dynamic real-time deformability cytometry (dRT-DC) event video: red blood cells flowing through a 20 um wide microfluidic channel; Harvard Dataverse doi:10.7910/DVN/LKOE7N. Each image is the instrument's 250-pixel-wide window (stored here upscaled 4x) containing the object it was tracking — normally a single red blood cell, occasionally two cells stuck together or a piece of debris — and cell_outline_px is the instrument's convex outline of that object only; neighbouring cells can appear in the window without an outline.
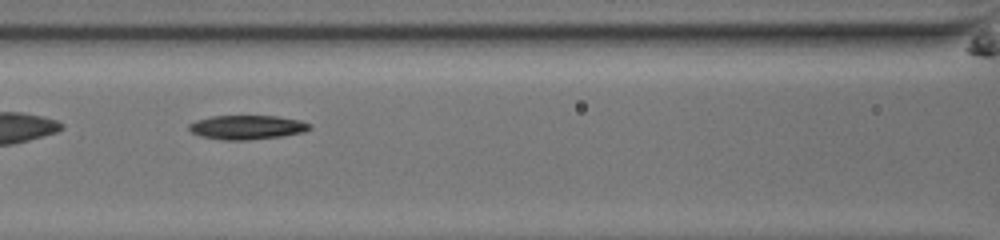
{"species": "common noctule bat (a hibernating species)", "species_latin": "Nyctalus noctula", "temperature_condition": "room temperature", "stored_images_in_passage": 53, "segment_of_instrument_passage": [2, 2], "camera_frame_rate_fps": 3000, "um_per_image_px": 0.085, "animal": {"sex": "male", "body_mass_g": 13.0, "forearm_length_mm": 53.1}, "frame": {"image": 1, "passage_image": 26, "time_ms": 8.333, "image_size_px": [1000, 240], "cell_outline_px": [[312, 128], [304, 132], [284, 136], [248, 140], [224, 140], [200, 136], [192, 132], [188, 128], [188, 124], [196, 120], [212, 116], [276, 116], [300, 120], [312, 124]], "centroid_in_image_um": [21.02, 10.82], "position_along_channel_um": 145.6, "area_um2": 17.11}}
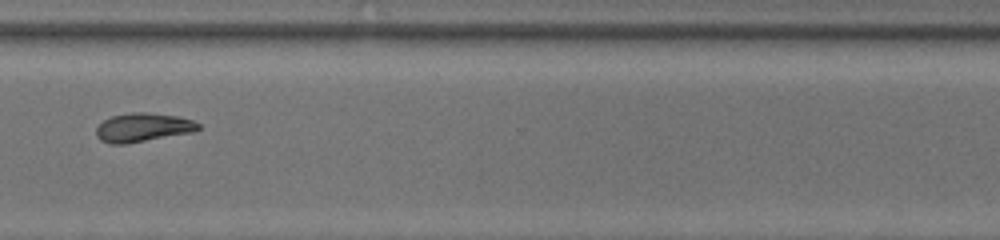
{"frame": {"image": 2, "passage_image": 42, "time_ms": 13.667, "image_size_px": [1000, 240], "cell_outline_px": [[200, 128], [192, 132], [124, 144], [112, 144], [100, 140], [96, 136], [96, 128], [104, 120], [112, 116], [132, 112], [144, 112], [180, 116], [192, 120], [200, 124]], "centroid_in_image_um": [12.14, 10.82], "position_along_channel_um": 358.5, "area_um2": 16.99}}